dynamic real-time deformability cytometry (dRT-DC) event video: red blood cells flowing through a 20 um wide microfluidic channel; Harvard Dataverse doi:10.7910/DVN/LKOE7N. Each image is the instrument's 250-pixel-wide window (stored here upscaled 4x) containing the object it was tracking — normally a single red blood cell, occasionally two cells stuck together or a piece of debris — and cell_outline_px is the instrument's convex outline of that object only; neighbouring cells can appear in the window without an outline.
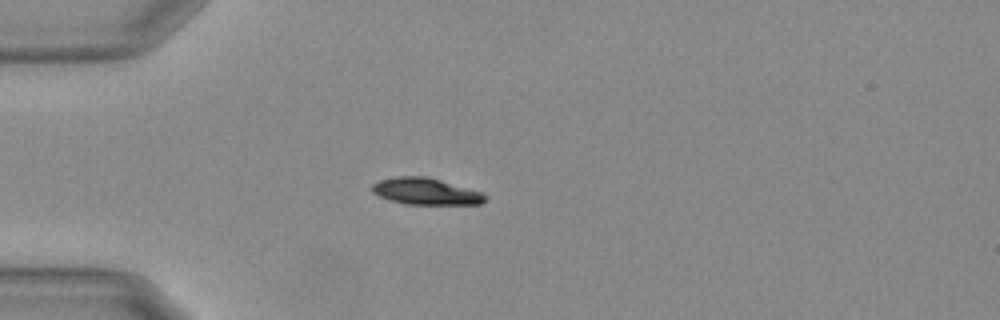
{"species": "Egyptian fruit bat (a non-hibernating species)", "species_latin": "Rousettus aegyptiacus", "temperature_condition": "warm", "stored_images_in_passage": 18, "camera_frame_rate_fps": 3000, "um_per_image_px": 0.085, "animal": {"sex": "female"}, "frame": {"image": 1, "passage_image": 1, "time_ms": 0.0, "image_size_px": [1000, 320], "cell_outline_px": [[488, 200], [480, 204], [404, 204], [388, 200], [372, 192], [372, 184], [380, 180], [400, 176], [424, 176], [440, 180], [480, 192], [488, 196]], "centroid_in_image_um": [36.18, 16.28], "position_along_channel_um": 48.8, "area_um2": 17.4}}
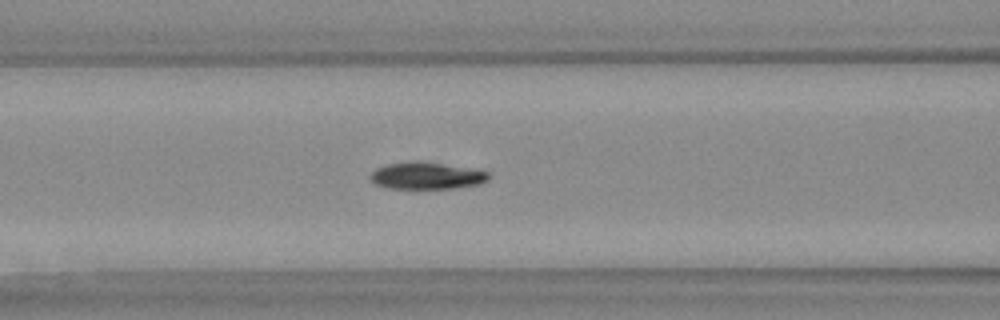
{"frame": {"image": 2, "passage_image": 9, "time_ms": 2.667, "image_size_px": [1000, 320], "cell_outline_px": [[488, 180], [480, 184], [460, 188], [388, 188], [376, 184], [368, 176], [376, 168], [388, 164], [416, 160], [488, 172]], "centroid_in_image_um": [36.22, 14.94], "position_along_channel_um": 130.4, "area_um2": 18.26}}
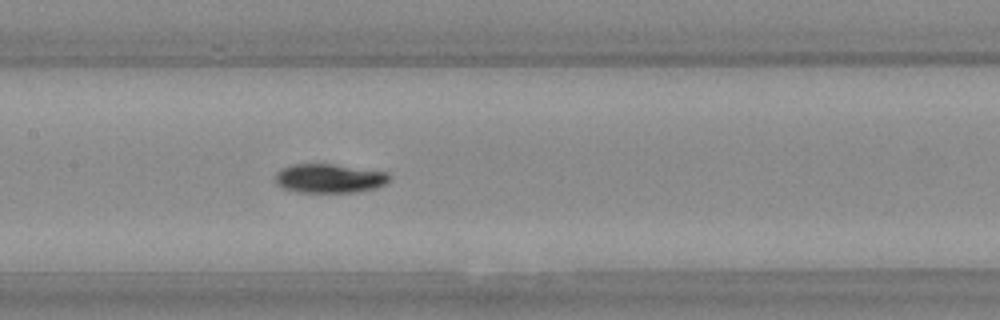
{"frame": {"image": 3, "passage_image": 13, "time_ms": 4.0, "image_size_px": [1000, 320], "cell_outline_px": [[392, 176], [384, 184], [376, 188], [356, 192], [296, 192], [280, 188], [276, 184], [276, 172], [292, 164], [332, 164], [388, 172]], "centroid_in_image_um": [27.99, 15.17], "position_along_channel_um": 179.4, "area_um2": 19.36}}